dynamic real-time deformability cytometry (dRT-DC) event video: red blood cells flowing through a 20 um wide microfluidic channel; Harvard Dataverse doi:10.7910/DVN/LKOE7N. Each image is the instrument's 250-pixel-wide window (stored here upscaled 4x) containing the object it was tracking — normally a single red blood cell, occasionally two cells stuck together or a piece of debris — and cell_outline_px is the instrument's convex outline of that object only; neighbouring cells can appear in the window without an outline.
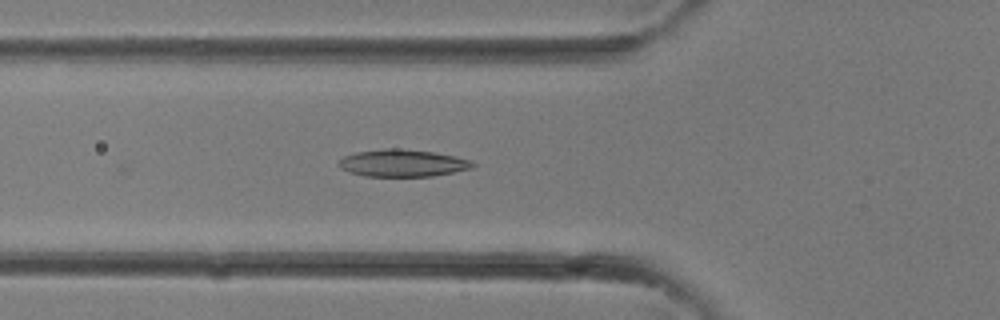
{"species": "common noctule bat (a hibernating species)", "species_latin": "Nyctalus noctula", "temperature_condition": "room temperature", "stored_images_in_passage": 20, "camera_frame_rate_fps": 3000, "um_per_image_px": 0.085, "animal": {"sex": "female"}, "frame": {"image": 1, "passage_image": 2, "time_ms": 0.333, "image_size_px": [1000, 320], "cell_outline_px": [[476, 164], [472, 168], [432, 176], [364, 176], [348, 172], [340, 168], [336, 164], [344, 156], [356, 152], [384, 148], [396, 148], [432, 152], [456, 156], [472, 160]], "centroid_in_image_um": [34.2, 13.86], "position_along_channel_um": 91.6, "area_um2": 21.27}}
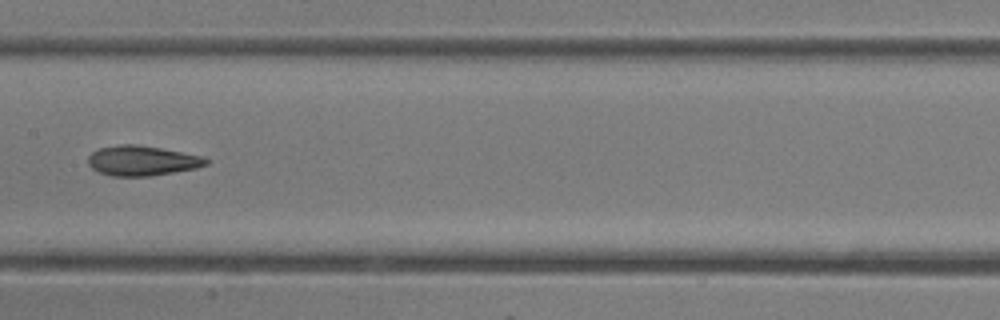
{"frame": {"image": 2, "passage_image": 7, "time_ms": 2.0, "image_size_px": [1000, 320], "cell_outline_px": [[208, 164], [196, 168], [148, 176], [112, 176], [100, 172], [92, 168], [88, 164], [88, 156], [92, 152], [100, 148], [120, 144], [136, 144], [160, 148], [200, 156], [208, 160]], "centroid_in_image_um": [12.03, 13.65], "position_along_channel_um": 195.4, "area_um2": 20.29}}
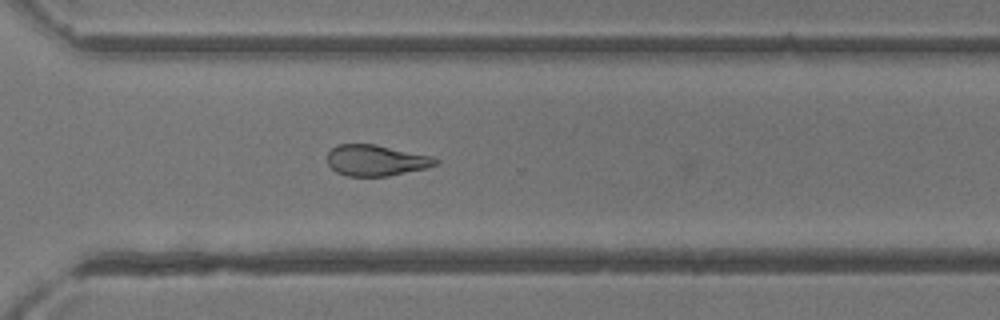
{"frame": {"image": 3, "passage_image": 14, "time_ms": 4.333, "image_size_px": [1000, 320], "cell_outline_px": [[440, 160], [436, 164], [424, 168], [388, 176], [348, 176], [336, 172], [328, 164], [328, 152], [336, 144], [376, 144], [432, 156]], "centroid_in_image_um": [31.94, 13.62], "position_along_channel_um": 338.7, "area_um2": 19.48}}